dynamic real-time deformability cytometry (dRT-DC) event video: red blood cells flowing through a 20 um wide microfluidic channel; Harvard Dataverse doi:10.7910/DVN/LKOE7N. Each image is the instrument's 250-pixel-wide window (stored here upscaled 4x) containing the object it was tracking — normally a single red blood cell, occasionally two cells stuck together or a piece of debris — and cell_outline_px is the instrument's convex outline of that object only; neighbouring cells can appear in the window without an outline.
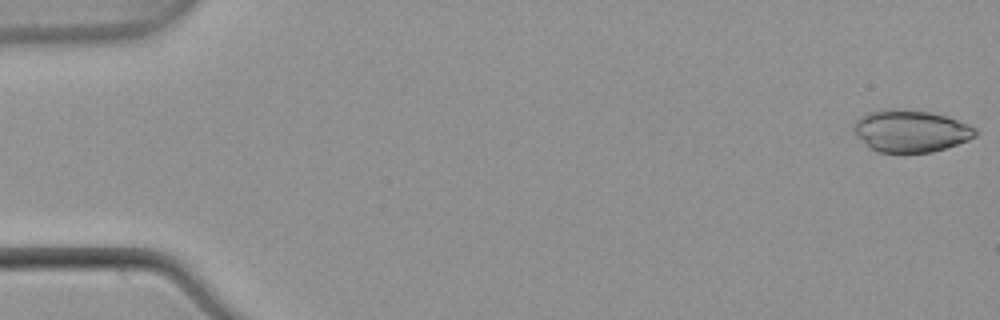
{"species": "common noctule bat (a hibernating species)", "species_latin": "Nyctalus noctula", "temperature_condition": "warm", "stored_images_in_passage": 15, "camera_frame_rate_fps": 3000, "um_per_image_px": 0.085, "animal": {"sex": "male", "body_mass_g": 21.5, "forearm_length_mm": 52.0}, "frame": {"image": 1, "passage_image": 1, "time_ms": 0.0, "image_size_px": [1000, 320], "cell_outline_px": [[976, 136], [968, 140], [932, 152], [876, 152], [868, 148], [852, 132], [852, 128], [856, 120], [860, 116], [868, 112], [880, 108], [900, 108], [928, 112], [948, 116], [968, 124], [976, 128]], "centroid_in_image_um": [77.34, 11.12], "position_along_channel_um": 7.7, "area_um2": 30.23}}
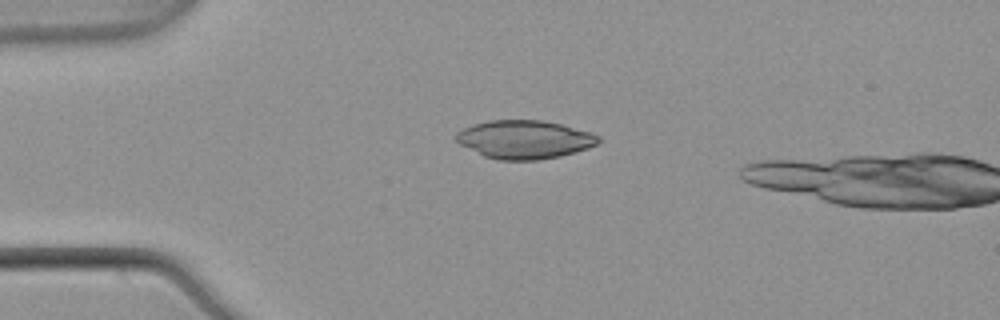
{"frame": {"image": 2, "passage_image": 13, "time_ms": 4.0, "image_size_px": [1000, 320], "cell_outline_px": [[600, 140], [596, 144], [588, 148], [560, 156], [540, 160], [500, 160], [484, 156], [460, 144], [456, 140], [456, 132], [464, 128], [476, 124], [492, 120], [544, 120], [560, 124], [588, 132], [600, 136]], "centroid_in_image_um": [44.58, 11.86], "position_along_channel_um": 40.4, "area_um2": 31.5}}